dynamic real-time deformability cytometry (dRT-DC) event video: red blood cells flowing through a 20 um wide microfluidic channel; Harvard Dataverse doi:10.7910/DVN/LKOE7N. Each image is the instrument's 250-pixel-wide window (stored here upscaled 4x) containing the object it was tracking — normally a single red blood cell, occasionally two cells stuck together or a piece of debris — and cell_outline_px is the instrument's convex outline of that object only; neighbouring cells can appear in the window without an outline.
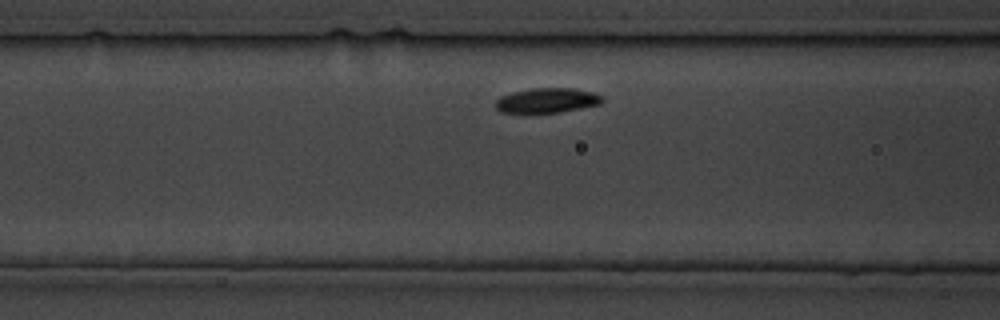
{"species": "common noctule bat (a hibernating species)", "species_latin": "Nyctalus noctula", "temperature_condition": "cold", "stored_images_in_passage": 20, "camera_frame_rate_fps": 3000, "um_per_image_px": 0.085, "animal": {"sex": "male", "body_mass_g": 19.5, "forearm_length_mm": 54.6}, "frame": {"image": 1, "passage_image": 4, "time_ms": 3.333, "image_size_px": [1000, 320], "cell_outline_px": [[604, 100], [600, 104], [560, 112], [528, 116], [500, 112], [496, 108], [496, 100], [500, 96], [532, 88], [572, 88], [592, 92], [604, 96]], "centroid_in_image_um": [46.45, 8.59], "position_along_channel_um": 120.1, "area_um2": 16.07}}
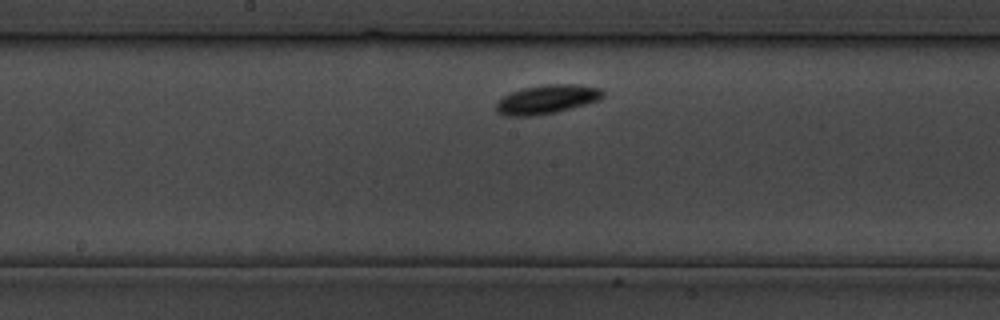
{"frame": {"image": 2, "passage_image": 9, "time_ms": 9.0, "image_size_px": [1000, 320], "cell_outline_px": [[604, 96], [600, 100], [556, 112], [536, 116], [504, 116], [496, 108], [496, 104], [504, 96], [512, 92], [524, 88], [548, 84], [572, 84], [600, 88], [604, 92]], "centroid_in_image_um": [46.51, 8.45], "position_along_channel_um": 201.7, "area_um2": 17.8}}
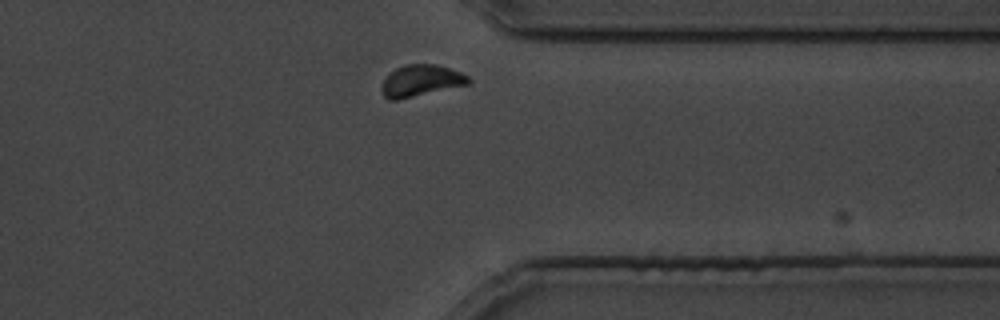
{"frame": {"image": 3, "passage_image": 19, "time_ms": 21.0, "image_size_px": [1000, 320], "cell_outline_px": [[472, 80], [468, 84], [396, 100], [388, 100], [384, 96], [380, 88], [384, 80], [396, 68], [404, 64], [436, 64], [460, 72], [468, 76]], "centroid_in_image_um": [35.76, 6.85], "position_along_channel_um": 375.6, "area_um2": 15.72}}